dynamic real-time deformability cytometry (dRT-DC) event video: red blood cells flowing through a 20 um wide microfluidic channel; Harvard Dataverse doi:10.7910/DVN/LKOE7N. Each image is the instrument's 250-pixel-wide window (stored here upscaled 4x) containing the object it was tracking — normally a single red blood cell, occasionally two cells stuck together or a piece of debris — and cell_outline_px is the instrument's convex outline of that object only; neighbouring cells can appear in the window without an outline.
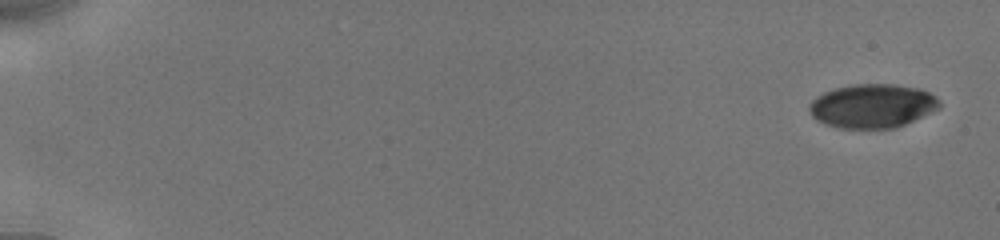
{"species": "human", "species_latin": "Homo sapiens", "temperature_condition": "cold", "stored_images_in_passage": 9, "camera_frame_rate_fps": 3000, "um_per_image_px": 0.085, "donor": {"sex": "male"}, "frame": {"image": 1, "passage_image": 1, "time_ms": 0.0, "image_size_px": [1000, 240], "cell_outline_px": [[940, 108], [932, 112], [896, 128], [840, 128], [824, 124], [816, 120], [812, 116], [808, 108], [812, 100], [816, 96], [824, 92], [836, 88], [852, 84], [896, 84], [920, 88], [936, 96], [940, 100]], "centroid_in_image_um": [74.16, 9.0], "position_along_channel_um": 10.8, "area_um2": 33.52}}
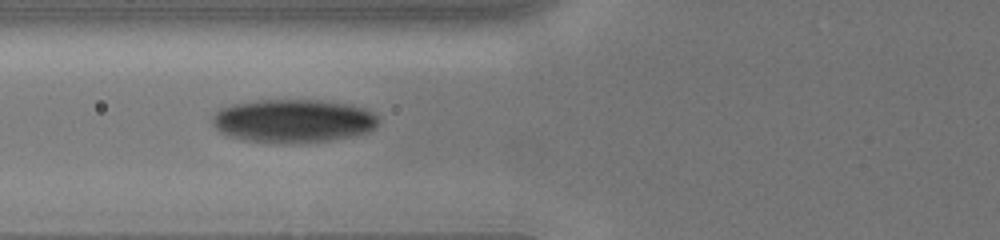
{"frame": {"image": 2, "passage_image": 7, "time_ms": 7.0, "image_size_px": [1000, 240], "cell_outline_px": [[380, 120], [368, 132], [352, 136], [332, 140], [300, 144], [276, 144], [244, 140], [228, 136], [220, 132], [212, 124], [212, 116], [220, 108], [232, 104], [256, 100], [320, 100], [352, 104], [364, 108], [372, 112]], "centroid_in_image_um": [24.9, 10.29], "position_along_channel_um": 100.9, "area_um2": 42.66}}
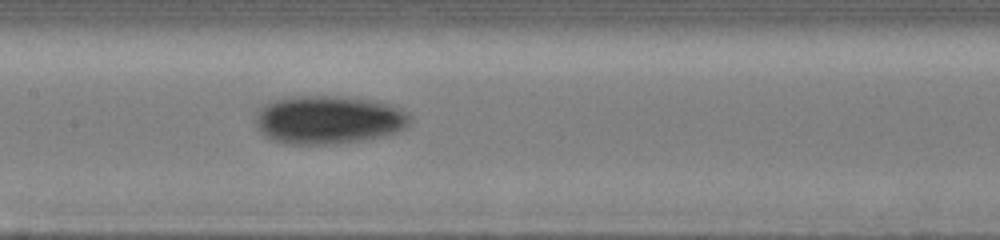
{"frame": {"image": 3, "passage_image": 9, "time_ms": 9.0, "image_size_px": [1000, 240], "cell_outline_px": [[412, 120], [400, 132], [388, 136], [332, 144], [288, 144], [272, 140], [260, 132], [256, 124], [256, 112], [264, 104], [272, 100], [292, 96], [344, 96], [376, 100], [392, 104], [408, 112], [412, 116]], "centroid_in_image_um": [27.97, 10.17], "position_along_channel_um": 179.4, "area_um2": 44.27}}